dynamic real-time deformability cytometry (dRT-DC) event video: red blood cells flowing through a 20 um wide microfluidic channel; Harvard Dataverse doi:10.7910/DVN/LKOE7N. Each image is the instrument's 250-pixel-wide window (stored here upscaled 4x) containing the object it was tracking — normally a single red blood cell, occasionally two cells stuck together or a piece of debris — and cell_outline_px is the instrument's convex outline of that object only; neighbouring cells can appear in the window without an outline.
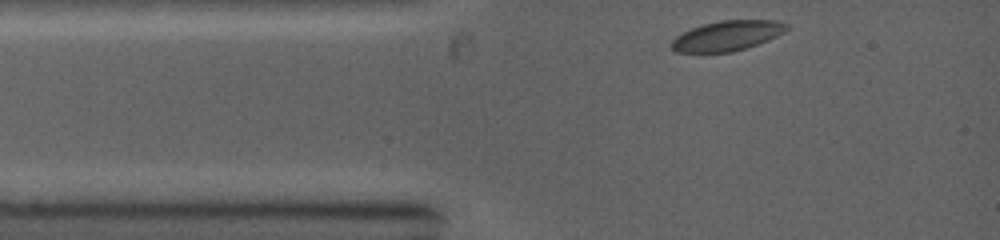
{"species": "common noctule bat (a hibernating species)", "species_latin": "Nyctalus noctula", "temperature_condition": "warm", "stored_images_in_passage": 30, "camera_frame_rate_fps": 5000, "um_per_image_px": 0.085, "animal": {"sex": "female", "body_mass_g": 19.0, "forearm_length_mm": 53.3}, "frame": {"image": 1, "passage_image": 1, "time_ms": 0.0, "image_size_px": [1000, 240], "cell_outline_px": [[788, 28], [784, 32], [768, 40], [732, 52], [676, 52], [672, 48], [672, 40], [676, 36], [692, 28], [704, 24], [720, 20], [776, 20], [788, 24]], "centroid_in_image_um": [61.82, 3.03], "position_along_channel_um": 23.2, "area_um2": 19.88}}
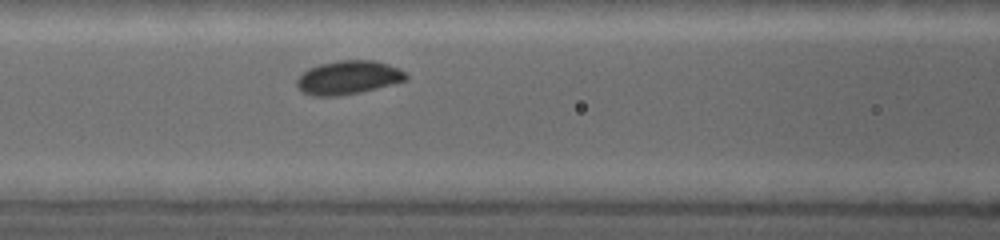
{"frame": {"image": 2, "passage_image": 13, "time_ms": 3.0, "image_size_px": [1000, 240], "cell_outline_px": [[408, 80], [360, 92], [340, 96], [312, 96], [304, 92], [296, 84], [296, 80], [308, 68], [320, 64], [340, 60], [372, 60], [388, 64], [400, 68], [408, 76]], "centroid_in_image_um": [29.62, 6.59], "position_along_channel_um": 137.0, "area_um2": 21.33}}
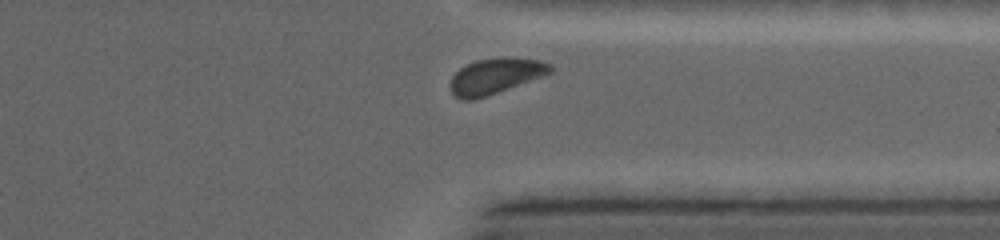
{"frame": {"image": 3, "passage_image": 27, "time_ms": 8.2, "image_size_px": [1000, 240], "cell_outline_px": [[552, 72], [488, 96], [472, 100], [460, 100], [452, 92], [448, 84], [452, 76], [460, 68], [476, 60], [500, 56], [512, 56], [540, 60], [552, 64]], "centroid_in_image_um": [42.1, 6.44], "position_along_channel_um": 369.3, "area_um2": 21.04}}